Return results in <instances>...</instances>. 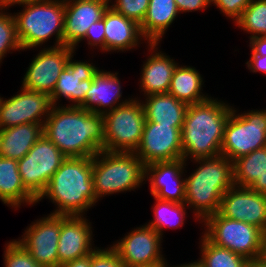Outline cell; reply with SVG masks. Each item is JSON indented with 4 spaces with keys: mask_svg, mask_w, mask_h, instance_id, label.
I'll use <instances>...</instances> for the list:
<instances>
[{
    "mask_svg": "<svg viewBox=\"0 0 266 267\" xmlns=\"http://www.w3.org/2000/svg\"><path fill=\"white\" fill-rule=\"evenodd\" d=\"M43 134L66 157H93L104 150L103 114L54 105L45 119Z\"/></svg>",
    "mask_w": 266,
    "mask_h": 267,
    "instance_id": "6da1fadb",
    "label": "cell"
},
{
    "mask_svg": "<svg viewBox=\"0 0 266 267\" xmlns=\"http://www.w3.org/2000/svg\"><path fill=\"white\" fill-rule=\"evenodd\" d=\"M221 102L210 97L205 102L188 105L181 130L185 161L221 154L224 127L233 109Z\"/></svg>",
    "mask_w": 266,
    "mask_h": 267,
    "instance_id": "7a4b0ae2",
    "label": "cell"
},
{
    "mask_svg": "<svg viewBox=\"0 0 266 267\" xmlns=\"http://www.w3.org/2000/svg\"><path fill=\"white\" fill-rule=\"evenodd\" d=\"M93 157H67L52 175L45 191L37 199L57 204L55 215L82 216L97 201L92 178Z\"/></svg>",
    "mask_w": 266,
    "mask_h": 267,
    "instance_id": "3957f363",
    "label": "cell"
},
{
    "mask_svg": "<svg viewBox=\"0 0 266 267\" xmlns=\"http://www.w3.org/2000/svg\"><path fill=\"white\" fill-rule=\"evenodd\" d=\"M194 161L200 166L185 178V204L204 221L218 212L223 194L235 185L233 162L222 154Z\"/></svg>",
    "mask_w": 266,
    "mask_h": 267,
    "instance_id": "277c9868",
    "label": "cell"
},
{
    "mask_svg": "<svg viewBox=\"0 0 266 267\" xmlns=\"http://www.w3.org/2000/svg\"><path fill=\"white\" fill-rule=\"evenodd\" d=\"M25 9L14 16L21 49L37 47L56 37L53 47L63 46L65 0H23Z\"/></svg>",
    "mask_w": 266,
    "mask_h": 267,
    "instance_id": "5b68a950",
    "label": "cell"
},
{
    "mask_svg": "<svg viewBox=\"0 0 266 267\" xmlns=\"http://www.w3.org/2000/svg\"><path fill=\"white\" fill-rule=\"evenodd\" d=\"M92 178L98 201L102 196L139 187L145 180V165L135 153L102 150L93 156Z\"/></svg>",
    "mask_w": 266,
    "mask_h": 267,
    "instance_id": "8992f818",
    "label": "cell"
},
{
    "mask_svg": "<svg viewBox=\"0 0 266 267\" xmlns=\"http://www.w3.org/2000/svg\"><path fill=\"white\" fill-rule=\"evenodd\" d=\"M204 236L213 244L227 248L248 260L266 254V234L258 227L221 216L218 212L204 221Z\"/></svg>",
    "mask_w": 266,
    "mask_h": 267,
    "instance_id": "52a82bcc",
    "label": "cell"
},
{
    "mask_svg": "<svg viewBox=\"0 0 266 267\" xmlns=\"http://www.w3.org/2000/svg\"><path fill=\"white\" fill-rule=\"evenodd\" d=\"M104 151L134 153L140 144L146 121L141 101L130 102L103 114Z\"/></svg>",
    "mask_w": 266,
    "mask_h": 267,
    "instance_id": "ba28073f",
    "label": "cell"
},
{
    "mask_svg": "<svg viewBox=\"0 0 266 267\" xmlns=\"http://www.w3.org/2000/svg\"><path fill=\"white\" fill-rule=\"evenodd\" d=\"M266 147V110L236 114L232 109L224 127L221 154L232 162Z\"/></svg>",
    "mask_w": 266,
    "mask_h": 267,
    "instance_id": "9c48e42d",
    "label": "cell"
},
{
    "mask_svg": "<svg viewBox=\"0 0 266 267\" xmlns=\"http://www.w3.org/2000/svg\"><path fill=\"white\" fill-rule=\"evenodd\" d=\"M66 158L43 134L29 152L17 160L18 171L25 188L38 199Z\"/></svg>",
    "mask_w": 266,
    "mask_h": 267,
    "instance_id": "30bf717a",
    "label": "cell"
},
{
    "mask_svg": "<svg viewBox=\"0 0 266 267\" xmlns=\"http://www.w3.org/2000/svg\"><path fill=\"white\" fill-rule=\"evenodd\" d=\"M161 235L148 225L133 229L111 246L125 267H163Z\"/></svg>",
    "mask_w": 266,
    "mask_h": 267,
    "instance_id": "8fae6325",
    "label": "cell"
},
{
    "mask_svg": "<svg viewBox=\"0 0 266 267\" xmlns=\"http://www.w3.org/2000/svg\"><path fill=\"white\" fill-rule=\"evenodd\" d=\"M53 106L49 94L29 90L22 86L21 93L7 100L1 98L0 129L26 123L44 125V119L50 115Z\"/></svg>",
    "mask_w": 266,
    "mask_h": 267,
    "instance_id": "7c38bea8",
    "label": "cell"
},
{
    "mask_svg": "<svg viewBox=\"0 0 266 267\" xmlns=\"http://www.w3.org/2000/svg\"><path fill=\"white\" fill-rule=\"evenodd\" d=\"M181 130L173 125L145 121L142 138L134 152L146 166L182 158Z\"/></svg>",
    "mask_w": 266,
    "mask_h": 267,
    "instance_id": "4fadbf2b",
    "label": "cell"
},
{
    "mask_svg": "<svg viewBox=\"0 0 266 267\" xmlns=\"http://www.w3.org/2000/svg\"><path fill=\"white\" fill-rule=\"evenodd\" d=\"M74 48L68 46L44 48L30 63L22 86L29 90L51 95L60 73L66 68Z\"/></svg>",
    "mask_w": 266,
    "mask_h": 267,
    "instance_id": "5bb4252c",
    "label": "cell"
},
{
    "mask_svg": "<svg viewBox=\"0 0 266 267\" xmlns=\"http://www.w3.org/2000/svg\"><path fill=\"white\" fill-rule=\"evenodd\" d=\"M218 213L254 225L266 234V194L234 185L223 194Z\"/></svg>",
    "mask_w": 266,
    "mask_h": 267,
    "instance_id": "9a60e30c",
    "label": "cell"
},
{
    "mask_svg": "<svg viewBox=\"0 0 266 267\" xmlns=\"http://www.w3.org/2000/svg\"><path fill=\"white\" fill-rule=\"evenodd\" d=\"M60 215L50 214L35 221L18 240L32 258L44 267H58Z\"/></svg>",
    "mask_w": 266,
    "mask_h": 267,
    "instance_id": "2e32d148",
    "label": "cell"
},
{
    "mask_svg": "<svg viewBox=\"0 0 266 267\" xmlns=\"http://www.w3.org/2000/svg\"><path fill=\"white\" fill-rule=\"evenodd\" d=\"M110 0H65L63 45L74 50L89 26L99 21Z\"/></svg>",
    "mask_w": 266,
    "mask_h": 267,
    "instance_id": "e0dca14e",
    "label": "cell"
},
{
    "mask_svg": "<svg viewBox=\"0 0 266 267\" xmlns=\"http://www.w3.org/2000/svg\"><path fill=\"white\" fill-rule=\"evenodd\" d=\"M84 216L60 215L58 267L91 254L92 230Z\"/></svg>",
    "mask_w": 266,
    "mask_h": 267,
    "instance_id": "ac0fdd59",
    "label": "cell"
},
{
    "mask_svg": "<svg viewBox=\"0 0 266 267\" xmlns=\"http://www.w3.org/2000/svg\"><path fill=\"white\" fill-rule=\"evenodd\" d=\"M184 165L186 166L185 160L181 158L145 166V179H150V191L153 197L185 203V179H181Z\"/></svg>",
    "mask_w": 266,
    "mask_h": 267,
    "instance_id": "d6986e66",
    "label": "cell"
},
{
    "mask_svg": "<svg viewBox=\"0 0 266 267\" xmlns=\"http://www.w3.org/2000/svg\"><path fill=\"white\" fill-rule=\"evenodd\" d=\"M70 54L66 68L60 73L56 87L50 95L53 105H57L60 96L72 101L71 106L80 107L85 102V95L91 88L94 75L98 72L92 63L72 61Z\"/></svg>",
    "mask_w": 266,
    "mask_h": 267,
    "instance_id": "ffe728a7",
    "label": "cell"
},
{
    "mask_svg": "<svg viewBox=\"0 0 266 267\" xmlns=\"http://www.w3.org/2000/svg\"><path fill=\"white\" fill-rule=\"evenodd\" d=\"M117 74V72L110 73L98 70L93 77L91 88L85 95V102L80 107L98 114H105L107 111L130 102L132 99L118 102L122 97V92Z\"/></svg>",
    "mask_w": 266,
    "mask_h": 267,
    "instance_id": "44dd1931",
    "label": "cell"
},
{
    "mask_svg": "<svg viewBox=\"0 0 266 267\" xmlns=\"http://www.w3.org/2000/svg\"><path fill=\"white\" fill-rule=\"evenodd\" d=\"M105 51H124L138 45L143 38L140 25L110 6L105 10Z\"/></svg>",
    "mask_w": 266,
    "mask_h": 267,
    "instance_id": "7402d4cb",
    "label": "cell"
},
{
    "mask_svg": "<svg viewBox=\"0 0 266 267\" xmlns=\"http://www.w3.org/2000/svg\"><path fill=\"white\" fill-rule=\"evenodd\" d=\"M43 135V124L26 123L0 129V157L22 159Z\"/></svg>",
    "mask_w": 266,
    "mask_h": 267,
    "instance_id": "603a6c76",
    "label": "cell"
},
{
    "mask_svg": "<svg viewBox=\"0 0 266 267\" xmlns=\"http://www.w3.org/2000/svg\"><path fill=\"white\" fill-rule=\"evenodd\" d=\"M234 184L266 194V147L233 161Z\"/></svg>",
    "mask_w": 266,
    "mask_h": 267,
    "instance_id": "cb8c5ba5",
    "label": "cell"
},
{
    "mask_svg": "<svg viewBox=\"0 0 266 267\" xmlns=\"http://www.w3.org/2000/svg\"><path fill=\"white\" fill-rule=\"evenodd\" d=\"M177 14L179 11L175 0H149V7L140 29L151 50L154 51Z\"/></svg>",
    "mask_w": 266,
    "mask_h": 267,
    "instance_id": "d4e9b609",
    "label": "cell"
},
{
    "mask_svg": "<svg viewBox=\"0 0 266 267\" xmlns=\"http://www.w3.org/2000/svg\"><path fill=\"white\" fill-rule=\"evenodd\" d=\"M145 98L147 99L142 105L147 121L182 129L187 104L177 100L170 93L153 94Z\"/></svg>",
    "mask_w": 266,
    "mask_h": 267,
    "instance_id": "484cf974",
    "label": "cell"
},
{
    "mask_svg": "<svg viewBox=\"0 0 266 267\" xmlns=\"http://www.w3.org/2000/svg\"><path fill=\"white\" fill-rule=\"evenodd\" d=\"M149 57L143 65L140 78L144 95L168 93L177 63L161 52Z\"/></svg>",
    "mask_w": 266,
    "mask_h": 267,
    "instance_id": "4316f807",
    "label": "cell"
},
{
    "mask_svg": "<svg viewBox=\"0 0 266 267\" xmlns=\"http://www.w3.org/2000/svg\"><path fill=\"white\" fill-rule=\"evenodd\" d=\"M0 200L13 208L21 203L34 204L37 199L25 188L15 159L0 157Z\"/></svg>",
    "mask_w": 266,
    "mask_h": 267,
    "instance_id": "83f0119b",
    "label": "cell"
},
{
    "mask_svg": "<svg viewBox=\"0 0 266 267\" xmlns=\"http://www.w3.org/2000/svg\"><path fill=\"white\" fill-rule=\"evenodd\" d=\"M202 82V77L195 68L177 65L168 93L187 105L199 104L210 99L201 95Z\"/></svg>",
    "mask_w": 266,
    "mask_h": 267,
    "instance_id": "f1b7e54d",
    "label": "cell"
},
{
    "mask_svg": "<svg viewBox=\"0 0 266 267\" xmlns=\"http://www.w3.org/2000/svg\"><path fill=\"white\" fill-rule=\"evenodd\" d=\"M202 237V258L198 261L203 267H247V258L211 243L204 235Z\"/></svg>",
    "mask_w": 266,
    "mask_h": 267,
    "instance_id": "f546056e",
    "label": "cell"
},
{
    "mask_svg": "<svg viewBox=\"0 0 266 267\" xmlns=\"http://www.w3.org/2000/svg\"><path fill=\"white\" fill-rule=\"evenodd\" d=\"M154 198L157 201L153 207L155 218L147 225L162 237L164 227L177 228L184 224V216L186 214V210L184 209L187 205L185 203Z\"/></svg>",
    "mask_w": 266,
    "mask_h": 267,
    "instance_id": "4dcf8cb0",
    "label": "cell"
},
{
    "mask_svg": "<svg viewBox=\"0 0 266 267\" xmlns=\"http://www.w3.org/2000/svg\"><path fill=\"white\" fill-rule=\"evenodd\" d=\"M254 37H266V0H252L235 22Z\"/></svg>",
    "mask_w": 266,
    "mask_h": 267,
    "instance_id": "1f68e13d",
    "label": "cell"
},
{
    "mask_svg": "<svg viewBox=\"0 0 266 267\" xmlns=\"http://www.w3.org/2000/svg\"><path fill=\"white\" fill-rule=\"evenodd\" d=\"M7 8L0 6V63L7 52L10 50H21V46L16 33L15 19L12 14L3 13L2 9Z\"/></svg>",
    "mask_w": 266,
    "mask_h": 267,
    "instance_id": "d6a6232c",
    "label": "cell"
},
{
    "mask_svg": "<svg viewBox=\"0 0 266 267\" xmlns=\"http://www.w3.org/2000/svg\"><path fill=\"white\" fill-rule=\"evenodd\" d=\"M4 253L5 267H44L37 263L29 251L16 240L8 243Z\"/></svg>",
    "mask_w": 266,
    "mask_h": 267,
    "instance_id": "836d02e7",
    "label": "cell"
},
{
    "mask_svg": "<svg viewBox=\"0 0 266 267\" xmlns=\"http://www.w3.org/2000/svg\"><path fill=\"white\" fill-rule=\"evenodd\" d=\"M115 2L110 6L113 10L134 20L139 25L143 22L149 7V0H116Z\"/></svg>",
    "mask_w": 266,
    "mask_h": 267,
    "instance_id": "e575fe53",
    "label": "cell"
},
{
    "mask_svg": "<svg viewBox=\"0 0 266 267\" xmlns=\"http://www.w3.org/2000/svg\"><path fill=\"white\" fill-rule=\"evenodd\" d=\"M90 267H125L117 252L112 248L95 249L90 254Z\"/></svg>",
    "mask_w": 266,
    "mask_h": 267,
    "instance_id": "d590c367",
    "label": "cell"
},
{
    "mask_svg": "<svg viewBox=\"0 0 266 267\" xmlns=\"http://www.w3.org/2000/svg\"><path fill=\"white\" fill-rule=\"evenodd\" d=\"M252 0H211L226 16L235 22L241 17L242 12Z\"/></svg>",
    "mask_w": 266,
    "mask_h": 267,
    "instance_id": "8d00e7d4",
    "label": "cell"
},
{
    "mask_svg": "<svg viewBox=\"0 0 266 267\" xmlns=\"http://www.w3.org/2000/svg\"><path fill=\"white\" fill-rule=\"evenodd\" d=\"M105 12L103 14V17L95 22L92 23L83 39L88 40V45L91 46H100V50L105 51Z\"/></svg>",
    "mask_w": 266,
    "mask_h": 267,
    "instance_id": "74e56055",
    "label": "cell"
},
{
    "mask_svg": "<svg viewBox=\"0 0 266 267\" xmlns=\"http://www.w3.org/2000/svg\"><path fill=\"white\" fill-rule=\"evenodd\" d=\"M179 13L205 9L211 0H175Z\"/></svg>",
    "mask_w": 266,
    "mask_h": 267,
    "instance_id": "f35d334b",
    "label": "cell"
},
{
    "mask_svg": "<svg viewBox=\"0 0 266 267\" xmlns=\"http://www.w3.org/2000/svg\"><path fill=\"white\" fill-rule=\"evenodd\" d=\"M247 67L254 73V72H264L266 73V55L265 56H260V55H255L252 52L251 59L247 61Z\"/></svg>",
    "mask_w": 266,
    "mask_h": 267,
    "instance_id": "ab89813d",
    "label": "cell"
},
{
    "mask_svg": "<svg viewBox=\"0 0 266 267\" xmlns=\"http://www.w3.org/2000/svg\"><path fill=\"white\" fill-rule=\"evenodd\" d=\"M250 47L255 55H266V37H254L250 39Z\"/></svg>",
    "mask_w": 266,
    "mask_h": 267,
    "instance_id": "60d3db41",
    "label": "cell"
},
{
    "mask_svg": "<svg viewBox=\"0 0 266 267\" xmlns=\"http://www.w3.org/2000/svg\"><path fill=\"white\" fill-rule=\"evenodd\" d=\"M60 267H90V254L83 258L69 261L61 265Z\"/></svg>",
    "mask_w": 266,
    "mask_h": 267,
    "instance_id": "b9f144b4",
    "label": "cell"
},
{
    "mask_svg": "<svg viewBox=\"0 0 266 267\" xmlns=\"http://www.w3.org/2000/svg\"><path fill=\"white\" fill-rule=\"evenodd\" d=\"M247 267H266V255L249 260Z\"/></svg>",
    "mask_w": 266,
    "mask_h": 267,
    "instance_id": "7bdbcfd3",
    "label": "cell"
},
{
    "mask_svg": "<svg viewBox=\"0 0 266 267\" xmlns=\"http://www.w3.org/2000/svg\"><path fill=\"white\" fill-rule=\"evenodd\" d=\"M163 267H169L167 265V262ZM175 267H203V265L199 261H195L193 263H188V264H183V265L181 264V266H175Z\"/></svg>",
    "mask_w": 266,
    "mask_h": 267,
    "instance_id": "ee69618b",
    "label": "cell"
},
{
    "mask_svg": "<svg viewBox=\"0 0 266 267\" xmlns=\"http://www.w3.org/2000/svg\"><path fill=\"white\" fill-rule=\"evenodd\" d=\"M19 1H23V0H2V6L9 8V6H12V5L14 6V3L19 2Z\"/></svg>",
    "mask_w": 266,
    "mask_h": 267,
    "instance_id": "f6af8a7d",
    "label": "cell"
}]
</instances>
